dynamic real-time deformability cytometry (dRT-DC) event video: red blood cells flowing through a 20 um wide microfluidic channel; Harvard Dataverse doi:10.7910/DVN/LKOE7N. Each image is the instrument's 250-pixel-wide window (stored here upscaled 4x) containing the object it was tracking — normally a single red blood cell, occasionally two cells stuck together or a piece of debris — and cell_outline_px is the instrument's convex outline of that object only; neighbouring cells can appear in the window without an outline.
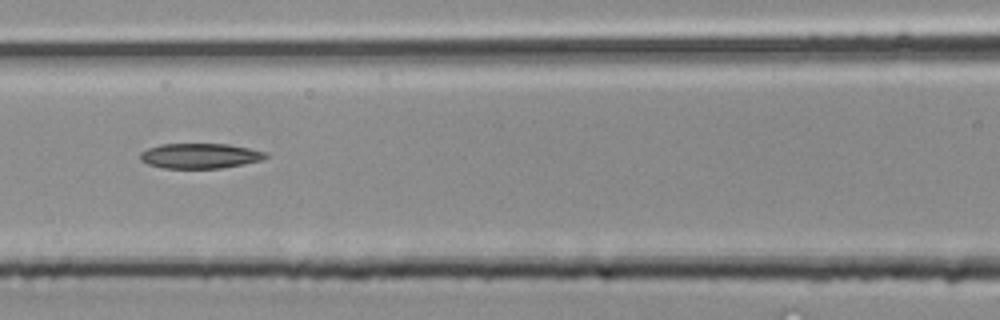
{"species": "common noctule bat (a hibernating species)", "species_latin": "Nyctalus noctula", "temperature_condition": "room temperature", "stored_images_in_passage": 34, "segment_of_instrument_passage": [2, 2], "camera_frame_rate_fps": 3000, "um_per_image_px": 0.085, "animal": {"sex": "male", "body_mass_g": 20.4}, "frame": {"image": 1, "passage_image": 15, "time_ms": 4.667, "image_size_px": [1000, 320], "cell_outline_px": [[268, 156], [264, 160], [244, 164], [220, 168], [164, 168], [148, 164], [140, 160], [140, 152], [148, 148], [160, 144], [228, 144], [248, 148], [264, 152]], "centroid_in_image_um": [16.99, 13.25], "position_along_channel_um": 149.6, "area_um2": 18.32}}
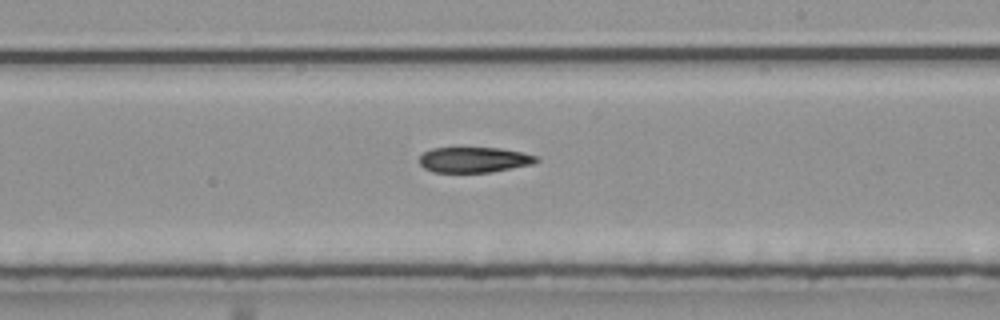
{"frame": {"image": 2, "passage_image": 20, "time_ms": 6.333, "image_size_px": [1000, 320], "cell_outline_px": [[540, 160], [532, 164], [492, 172], [432, 172], [424, 168], [420, 164], [420, 152], [432, 148], [500, 148], [520, 152], [536, 156]], "centroid_in_image_um": [40.25, 13.58], "position_along_channel_um": 248.7, "area_um2": 17.34}}
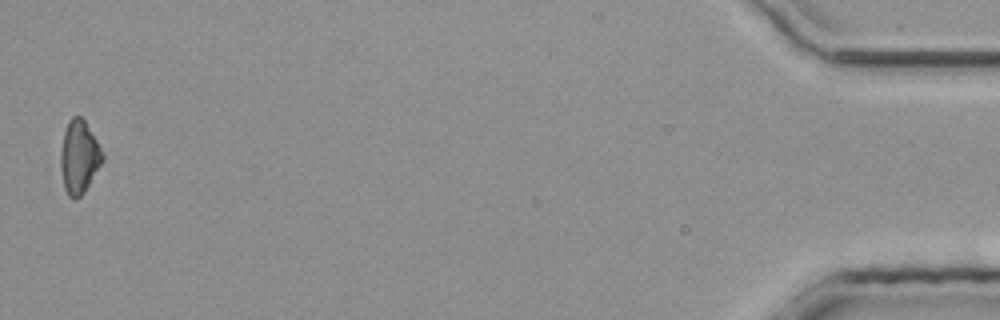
{"frame": {"image": 3, "passage_image": 34, "time_ms": 11.0, "image_size_px": [1000, 320], "cell_outline_px": [[104, 160], [84, 192], [76, 200], [72, 200], [68, 196], [64, 188], [60, 168], [60, 152], [64, 132], [68, 120], [72, 116], [80, 116], [84, 120], [104, 152]], "centroid_in_image_um": [6.72, 13.36], "position_along_channel_um": 428.5, "area_um2": 18.03}}